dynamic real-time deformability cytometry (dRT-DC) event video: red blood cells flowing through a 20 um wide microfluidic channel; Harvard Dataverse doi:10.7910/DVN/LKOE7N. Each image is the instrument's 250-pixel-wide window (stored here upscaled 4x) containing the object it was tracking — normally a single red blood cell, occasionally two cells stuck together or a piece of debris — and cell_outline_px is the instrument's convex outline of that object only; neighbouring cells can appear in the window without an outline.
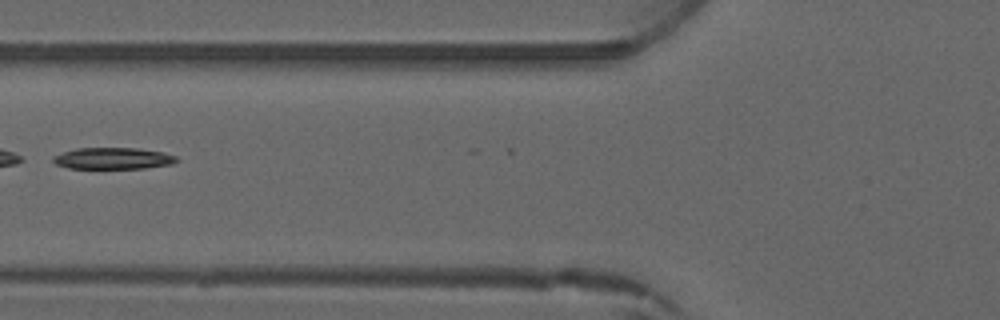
{"species": "common noctule bat (a hibernating species)", "species_latin": "Nyctalus noctula", "temperature_condition": "warm", "stored_images_in_passage": 4, "camera_frame_rate_fps": 3000, "um_per_image_px": 0.085, "animal": {"sex": "male", "forearm_length_mm": 52.5}, "frame": {"image": 1, "passage_image": 4, "time_ms": 3.667, "image_size_px": [1000, 320], "cell_outline_px": [[180, 160], [172, 164], [144, 168], [68, 168], [56, 164], [52, 160], [52, 156], [76, 148], [136, 148], [164, 152], [176, 156]], "centroid_in_image_um": [9.63, 13.46], "position_along_channel_um": 116.2, "area_um2": 15.49}}